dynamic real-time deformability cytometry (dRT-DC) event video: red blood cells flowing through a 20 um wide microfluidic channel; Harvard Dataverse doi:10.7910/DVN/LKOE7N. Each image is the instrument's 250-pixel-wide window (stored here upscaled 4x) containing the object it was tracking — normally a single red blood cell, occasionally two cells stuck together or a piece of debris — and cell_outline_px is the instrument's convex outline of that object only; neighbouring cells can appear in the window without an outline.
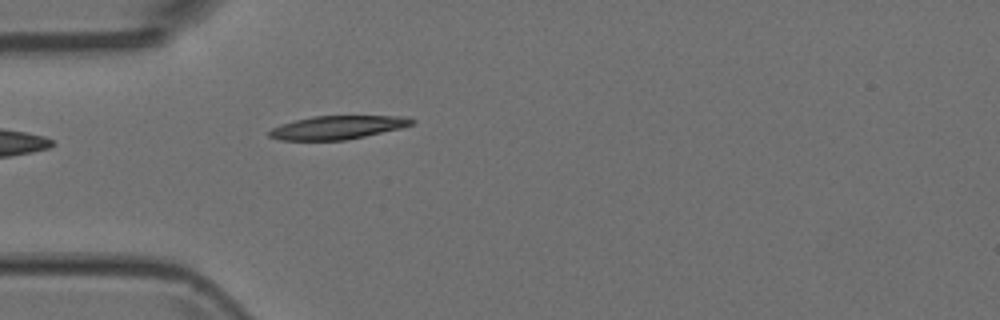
{"species": "Egyptian fruit bat (a non-hibernating species)", "species_latin": "Rousettus aegyptiacus", "temperature_condition": "room temperature", "stored_images_in_passage": 3, "camera_frame_rate_fps": 3000, "um_per_image_px": 0.085, "animal": {"sex": "female"}, "frame": {"image": 1, "passage_image": 3, "time_ms": 0.667, "image_size_px": [1000, 320], "cell_outline_px": [[416, 124], [400, 128], [364, 136], [344, 140], [280, 140], [268, 136], [268, 132], [272, 128], [280, 124], [312, 116], [404, 116], [416, 120]], "centroid_in_image_um": [28.69, 10.83], "position_along_channel_um": 56.3, "area_um2": 19.42}}